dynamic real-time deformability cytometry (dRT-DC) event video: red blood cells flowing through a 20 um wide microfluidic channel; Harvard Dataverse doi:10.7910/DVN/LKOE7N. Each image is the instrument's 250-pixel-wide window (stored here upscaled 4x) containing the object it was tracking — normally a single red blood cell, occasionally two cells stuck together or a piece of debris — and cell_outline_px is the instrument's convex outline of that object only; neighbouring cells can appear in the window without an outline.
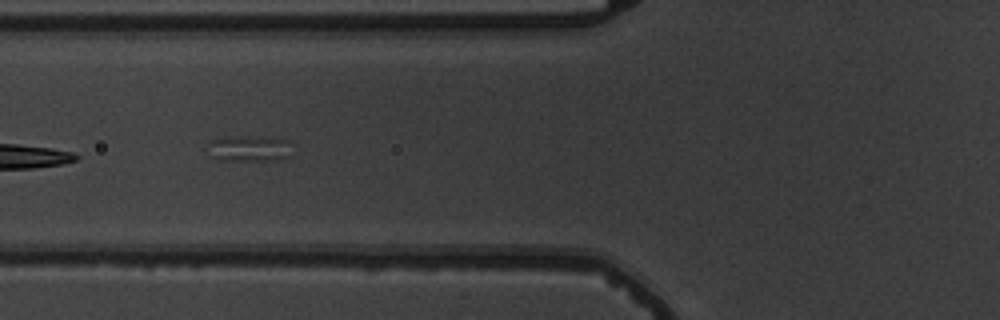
{"species": "common noctule bat (a hibernating species)", "species_latin": "Nyctalus noctula", "temperature_condition": "warm", "stored_images_in_passage": 9, "camera_frame_rate_fps": 3000, "um_per_image_px": 0.085, "animal": {"sex": "male", "body_mass_g": 19.5, "forearm_length_mm": 54.6}, "frame": {"image": 1, "passage_image": 8, "time_ms": 8.0, "image_size_px": [1000, 320], "cell_outline_px": [[292, 156], [280, 160], [216, 160], [212, 156], [208, 144], [208, 140], [228, 136], [248, 136], [288, 140]], "centroid_in_image_um": [21.18, 12.62], "position_along_channel_um": 104.6, "area_um2": 12.83}}
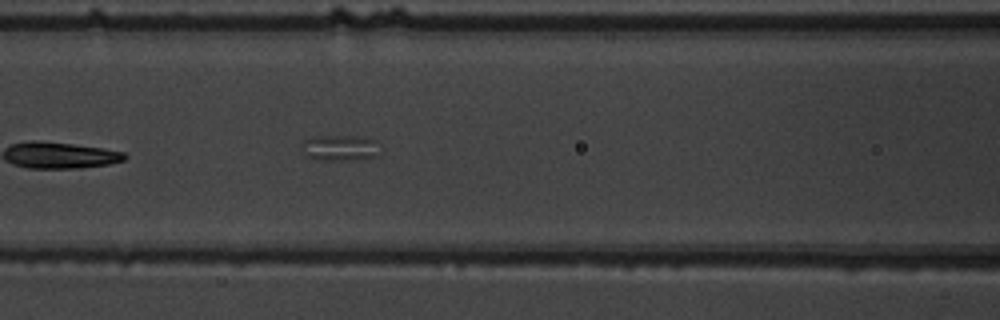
{"frame": {"image": 2, "passage_image": 9, "time_ms": 9.0, "image_size_px": [1000, 320], "cell_outline_px": [[376, 156], [348, 160], [320, 160], [304, 156], [300, 144], [304, 140], [312, 136], [356, 136], [376, 140]], "centroid_in_image_um": [28.78, 12.56], "position_along_channel_um": 137.8, "area_um2": 11.68}}